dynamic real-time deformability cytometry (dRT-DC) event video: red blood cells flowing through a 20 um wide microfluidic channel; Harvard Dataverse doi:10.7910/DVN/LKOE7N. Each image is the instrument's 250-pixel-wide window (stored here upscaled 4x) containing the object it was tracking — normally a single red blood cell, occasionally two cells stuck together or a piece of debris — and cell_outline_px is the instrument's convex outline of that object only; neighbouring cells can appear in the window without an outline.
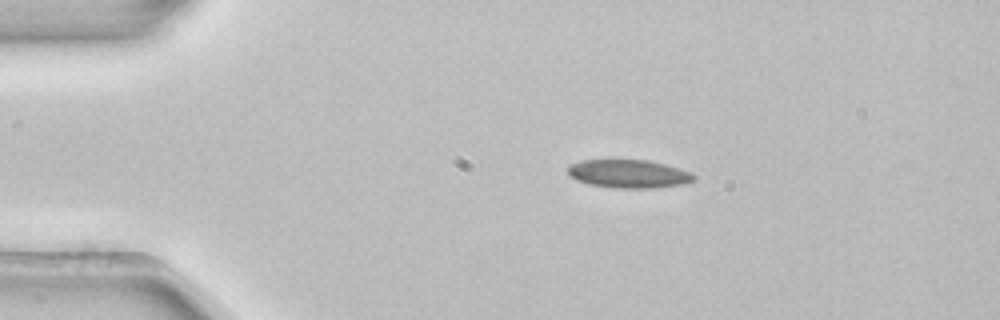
{"species": "common noctule bat (a hibernating species)", "species_latin": "Nyctalus noctula", "temperature_condition": "room temperature", "stored_images_in_passage": 2, "camera_frame_rate_fps": 3000, "um_per_image_px": 0.085, "animal": {"sex": "female", "body_mass_g": 22.7, "forearm_length_mm": 54.2}, "frame": {"image": 1, "passage_image": 1, "time_ms": 0.0, "image_size_px": [1000, 320], "cell_outline_px": [[696, 180], [684, 184], [652, 188], [620, 188], [588, 184], [576, 180], [568, 172], [568, 164], [580, 160], [652, 160], [680, 168], [692, 172], [696, 176]], "centroid_in_image_um": [53.48, 14.76], "position_along_channel_um": 31.5, "area_um2": 20.98}}